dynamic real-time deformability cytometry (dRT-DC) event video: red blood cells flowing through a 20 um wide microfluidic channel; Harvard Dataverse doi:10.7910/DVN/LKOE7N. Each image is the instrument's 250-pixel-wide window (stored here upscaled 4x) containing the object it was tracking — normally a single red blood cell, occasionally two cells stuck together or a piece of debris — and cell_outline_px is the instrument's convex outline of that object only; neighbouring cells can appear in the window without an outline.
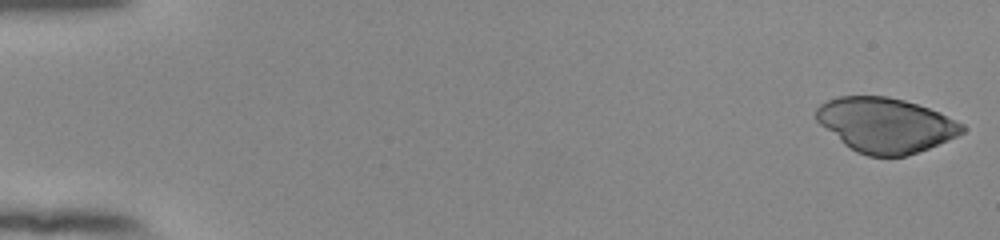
{"species": "human", "species_latin": "Homo sapiens", "temperature_condition": "room temperature", "stored_images_in_passage": 53, "camera_frame_rate_fps": 3000, "um_per_image_px": 0.085, "donor": {"sex": "female"}, "frame": {"image": 1, "passage_image": 1, "time_ms": 0.0, "image_size_px": [1000, 240], "cell_outline_px": [[968, 128], [964, 132], [948, 140], [928, 148], [904, 156], [868, 156], [856, 152], [844, 144], [820, 124], [816, 120], [816, 108], [820, 104], [828, 100], [840, 96], [888, 96], [904, 100], [940, 112], [964, 124]], "centroid_in_image_um": [75.28, 10.62], "position_along_channel_um": 9.7, "area_um2": 46.41}}
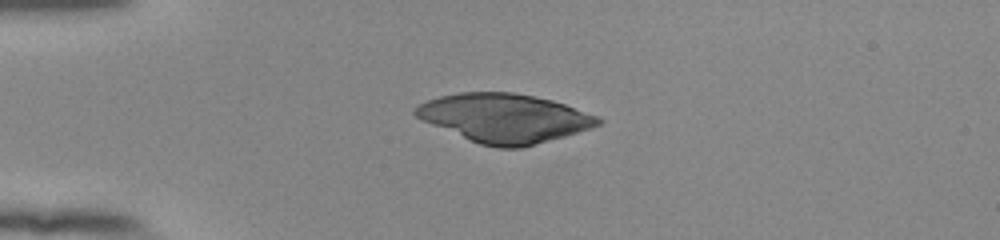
{"frame": {"image": 2, "passage_image": 14, "time_ms": 4.333, "image_size_px": [1000, 240], "cell_outline_px": [[604, 120], [600, 124], [592, 128], [564, 136], [520, 148], [496, 148], [480, 144], [420, 120], [412, 112], [412, 108], [428, 100], [440, 96], [460, 92], [512, 92], [552, 100], [600, 116]], "centroid_in_image_um": [42.87, 10.03], "position_along_channel_um": 42.1, "area_um2": 51.85}}